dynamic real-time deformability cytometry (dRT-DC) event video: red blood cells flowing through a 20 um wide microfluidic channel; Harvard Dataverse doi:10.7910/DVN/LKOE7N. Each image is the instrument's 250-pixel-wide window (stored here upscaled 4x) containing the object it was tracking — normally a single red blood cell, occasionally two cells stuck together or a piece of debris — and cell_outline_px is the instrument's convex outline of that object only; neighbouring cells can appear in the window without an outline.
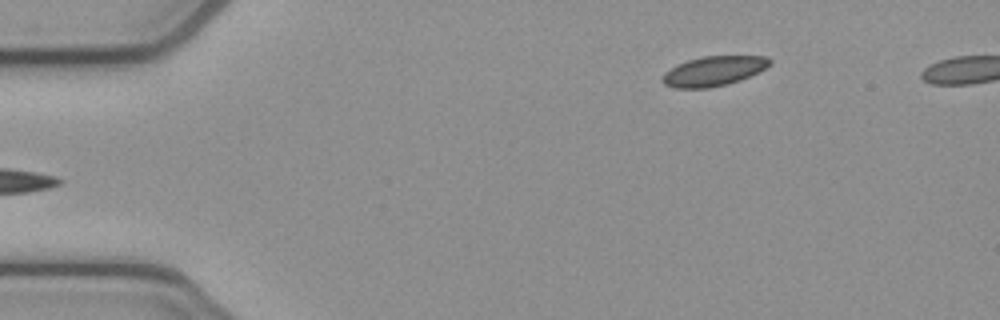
{"species": "common noctule bat (a hibernating species)", "species_latin": "Nyctalus noctula", "temperature_condition": "cold", "stored_images_in_passage": 4, "camera_frame_rate_fps": 3000, "um_per_image_px": 0.085, "animal": {"sex": "female", "body_mass_g": 21.9}, "frame": {"image": 1, "passage_image": 4, "time_ms": 1.0, "image_size_px": [1000, 320], "cell_outline_px": [[772, 64], [768, 68], [740, 80], [728, 84], [708, 88], [672, 88], [664, 84], [660, 80], [660, 76], [664, 72], [688, 60], [700, 56], [768, 56], [772, 60]], "centroid_in_image_um": [60.67, 6.04], "position_along_channel_um": 24.3, "area_um2": 18.84}}